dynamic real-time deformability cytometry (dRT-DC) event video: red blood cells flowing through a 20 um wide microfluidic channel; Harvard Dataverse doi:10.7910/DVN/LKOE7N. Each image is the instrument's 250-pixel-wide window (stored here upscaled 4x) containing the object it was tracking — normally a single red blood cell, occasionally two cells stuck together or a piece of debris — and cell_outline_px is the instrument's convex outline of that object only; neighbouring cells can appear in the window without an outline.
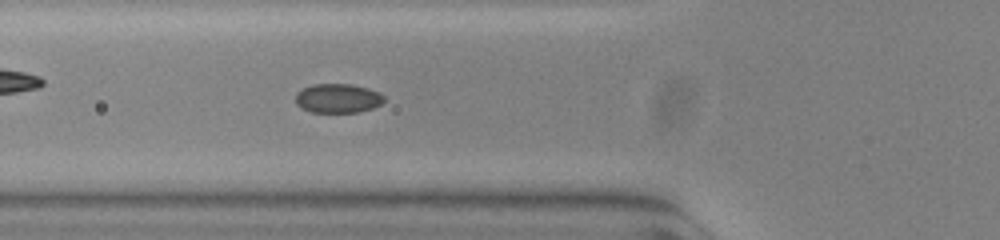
{"species": "common noctule bat (a hibernating species)", "species_latin": "Nyctalus noctula", "temperature_condition": "warm", "stored_images_in_passage": 51, "camera_frame_rate_fps": 3000, "um_per_image_px": 0.085, "animal": {"sex": "female", "body_mass_g": 23.0, "forearm_length_mm": 53.4}, "frame": {"image": 1, "passage_image": 21, "time_ms": 6.667, "image_size_px": [1000, 240], "cell_outline_px": [[384, 100], [380, 104], [372, 108], [356, 112], [312, 112], [300, 108], [296, 104], [296, 92], [312, 84], [352, 84], [368, 88], [380, 92], [384, 96]], "centroid_in_image_um": [28.7, 8.35], "position_along_channel_um": 97.1, "area_um2": 15.09}}
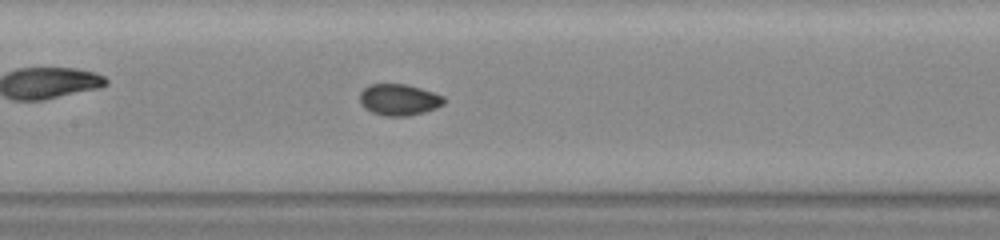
{"frame": {"image": 2, "passage_image": 27, "time_ms": 8.667, "image_size_px": [1000, 240], "cell_outline_px": [[444, 104], [436, 108], [424, 112], [408, 116], [384, 116], [372, 112], [364, 108], [360, 100], [360, 92], [368, 84], [404, 84], [420, 88], [444, 96]], "centroid_in_image_um": [33.9, 8.48], "position_along_channel_um": 173.5, "area_um2": 15.37}}
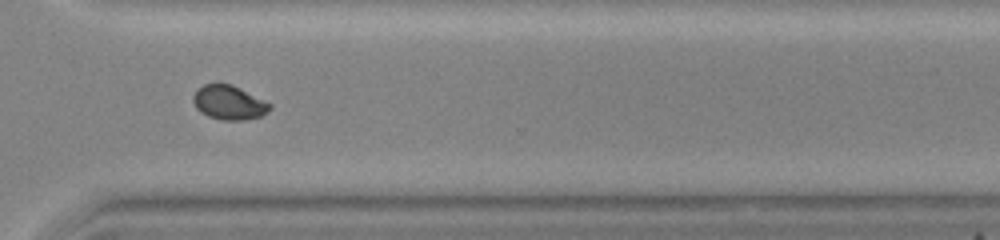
{"frame": {"image": 3, "passage_image": 41, "time_ms": 13.333, "image_size_px": [1000, 240], "cell_outline_px": [[272, 108], [268, 112], [260, 116], [244, 120], [220, 120], [208, 116], [200, 112], [196, 108], [192, 100], [192, 96], [204, 84], [232, 84], [272, 104]], "centroid_in_image_um": [19.47, 8.73], "position_along_channel_um": 351.1, "area_um2": 15.26}}